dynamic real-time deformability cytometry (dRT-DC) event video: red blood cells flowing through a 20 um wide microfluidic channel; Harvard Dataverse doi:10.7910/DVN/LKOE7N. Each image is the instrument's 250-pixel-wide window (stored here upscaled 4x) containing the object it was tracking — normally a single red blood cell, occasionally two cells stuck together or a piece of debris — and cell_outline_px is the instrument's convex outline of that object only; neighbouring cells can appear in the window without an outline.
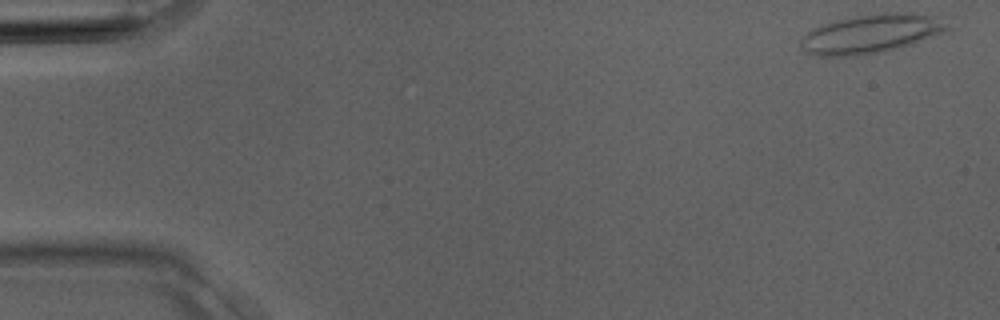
{"species": "Egyptian fruit bat (a non-hibernating species)", "species_latin": "Rousettus aegyptiacus", "temperature_condition": "room temperature", "stored_images_in_passage": 4, "camera_frame_rate_fps": 3000, "um_per_image_px": 0.085, "animal": {"sex": "male"}, "frame": {"image": 1, "passage_image": 1, "time_ms": 0.0, "image_size_px": [1000, 320], "cell_outline_px": [[952, 28], [920, 40], [884, 52], [856, 56], [820, 56], [808, 52], [800, 48], [800, 36], [824, 24], [856, 16], [884, 12], [912, 12], [940, 16]], "centroid_in_image_um": [74.06, 2.86], "position_along_channel_um": 10.9, "area_um2": 33.06}}